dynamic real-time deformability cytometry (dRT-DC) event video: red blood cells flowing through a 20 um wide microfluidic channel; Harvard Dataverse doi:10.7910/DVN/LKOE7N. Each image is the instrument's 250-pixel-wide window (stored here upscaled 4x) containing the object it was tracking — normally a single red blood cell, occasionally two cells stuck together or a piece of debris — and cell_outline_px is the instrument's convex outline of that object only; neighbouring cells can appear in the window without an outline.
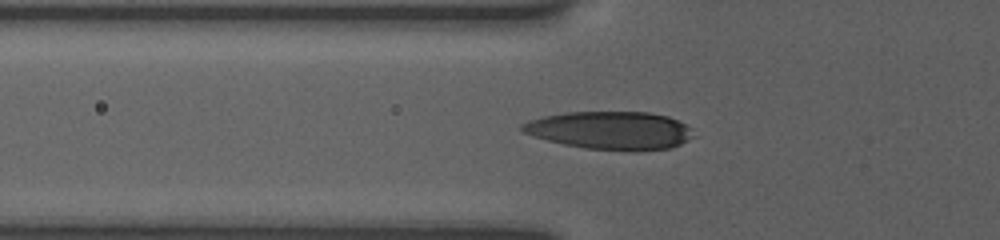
{"species": "human", "species_latin": "Homo sapiens", "temperature_condition": "room temperature", "stored_images_in_passage": 60, "camera_frame_rate_fps": 3000, "um_per_image_px": 0.085, "donor": {"sex": "female"}, "frame": {"image": 1, "passage_image": 8, "time_ms": 3.0, "image_size_px": [1000, 240], "cell_outline_px": [[696, 136], [672, 148], [584, 148], [564, 144], [548, 140], [524, 132], [520, 128], [520, 124], [528, 120], [544, 116], [564, 112], [648, 112], [668, 116], [692, 128]], "centroid_in_image_um": [51.87, 11.04], "position_along_channel_um": 73.9, "area_um2": 36.99}}
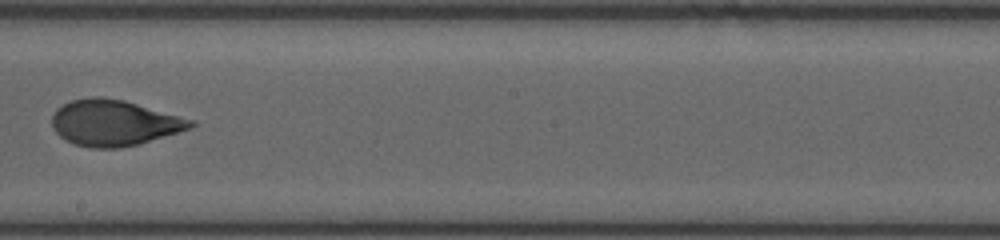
{"frame": {"image": 2, "passage_image": 19, "time_ms": 7.333, "image_size_px": [1000, 240], "cell_outline_px": [[196, 124], [192, 128], [140, 144], [120, 148], [92, 148], [72, 144], [64, 140], [56, 132], [52, 124], [52, 116], [56, 108], [72, 100], [92, 96], [100, 96], [124, 100], [196, 120]], "centroid_in_image_um": [9.71, 10.44], "position_along_channel_um": 238.5, "area_um2": 37.45}}
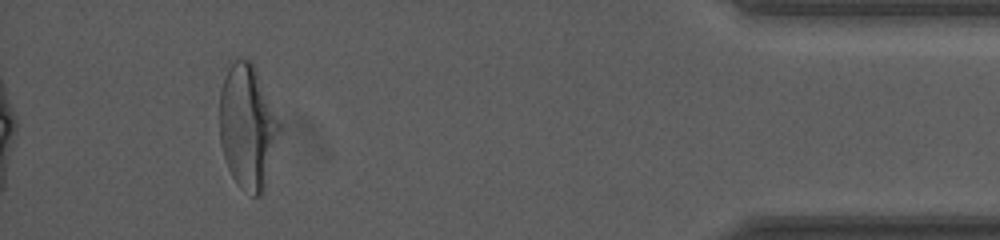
{"frame": {"image": 3, "passage_image": 53, "time_ms": 13.333, "image_size_px": [1000, 240], "cell_outline_px": [[280, 128], [264, 192], [256, 196], [252, 196], [240, 188], [236, 184], [228, 168], [220, 144], [220, 88], [228, 68], [236, 56], [248, 60], [256, 68], [280, 124]], "centroid_in_image_um": [21.02, 10.78], "position_along_channel_um": 414.2, "area_um2": 43.12}, "authors_computed_cell_mechanics": {"area_um2": 37.3099, "velocity_mm_per_s": 3.7942, "shape_relaxation_time_tau1_ms": 3.7975, "shape_relaxation_time_tau2_ms": 1.2981, "deformation_change_tau1": 0.1612, "deformation_change_tau2": 0.069}}